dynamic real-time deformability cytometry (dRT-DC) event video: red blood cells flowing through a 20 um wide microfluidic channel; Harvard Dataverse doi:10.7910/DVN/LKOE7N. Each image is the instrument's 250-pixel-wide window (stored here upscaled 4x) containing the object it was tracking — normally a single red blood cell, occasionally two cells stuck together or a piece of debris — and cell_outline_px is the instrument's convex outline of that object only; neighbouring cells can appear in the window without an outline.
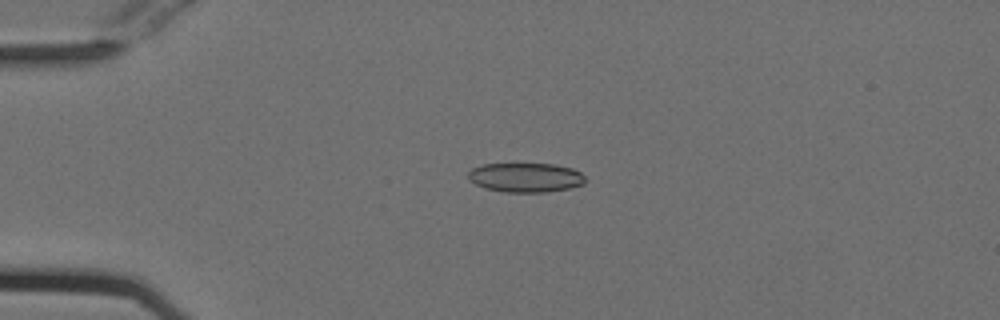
{"species": "Egyptian fruit bat (a non-hibernating species)", "species_latin": "Rousettus aegyptiacus", "temperature_condition": "cold", "stored_images_in_passage": 54, "camera_frame_rate_fps": 3000, "um_per_image_px": 0.085, "animal": {"sex": "female"}, "frame": {"image": 1, "passage_image": 13, "time_ms": 4.0, "image_size_px": [1000, 320], "cell_outline_px": [[584, 184], [568, 188], [548, 192], [504, 192], [484, 188], [468, 180], [468, 172], [472, 168], [484, 164], [556, 164], [572, 168], [580, 172], [584, 176]], "centroid_in_image_um": [44.66, 15.09], "position_along_channel_um": 40.3, "area_um2": 20.06}}
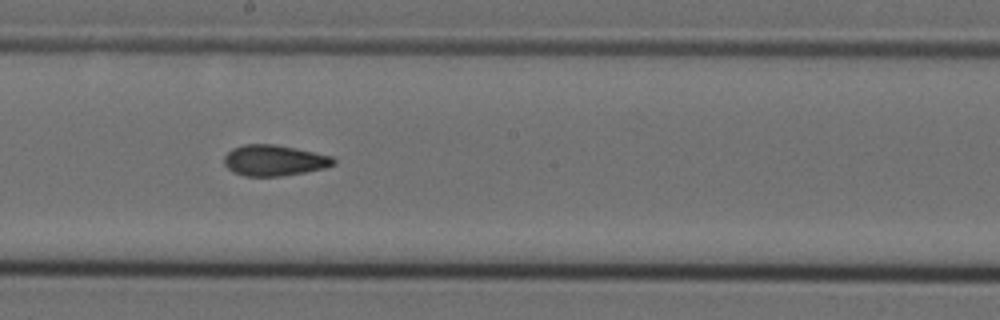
{"frame": {"image": 2, "passage_image": 30, "time_ms": 9.667, "image_size_px": [1000, 320], "cell_outline_px": [[336, 164], [324, 168], [304, 172], [280, 176], [244, 176], [232, 172], [224, 164], [224, 156], [232, 148], [244, 144], [276, 144], [296, 148], [332, 156], [336, 160]], "centroid_in_image_um": [23.3, 13.63], "position_along_channel_um": 224.9, "area_um2": 19.77}}
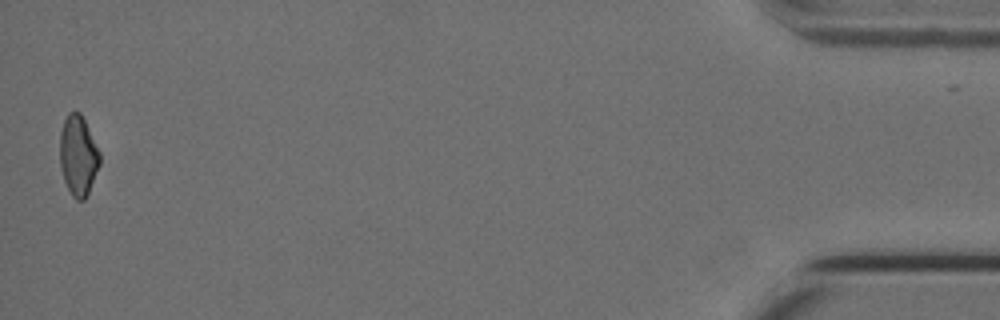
{"frame": {"image": 3, "passage_image": 53, "time_ms": 17.333, "image_size_px": [1000, 320], "cell_outline_px": [[100, 164], [88, 192], [84, 200], [76, 200], [72, 196], [64, 180], [60, 164], [60, 132], [64, 120], [68, 112], [80, 112], [100, 152]], "centroid_in_image_um": [6.64, 13.22], "position_along_channel_um": 428.6, "area_um2": 18.44}, "authors_computed_cell_mechanics": {"area_um2": 19.652, "velocity_mm_per_s": 3.8084, "shape_relaxation_time_tau1_ms": null, "shape_relaxation_time_tau2_ms": 2.3134, "deformation_change_tau1": null, "deformation_change_tau2": 0.0785}}